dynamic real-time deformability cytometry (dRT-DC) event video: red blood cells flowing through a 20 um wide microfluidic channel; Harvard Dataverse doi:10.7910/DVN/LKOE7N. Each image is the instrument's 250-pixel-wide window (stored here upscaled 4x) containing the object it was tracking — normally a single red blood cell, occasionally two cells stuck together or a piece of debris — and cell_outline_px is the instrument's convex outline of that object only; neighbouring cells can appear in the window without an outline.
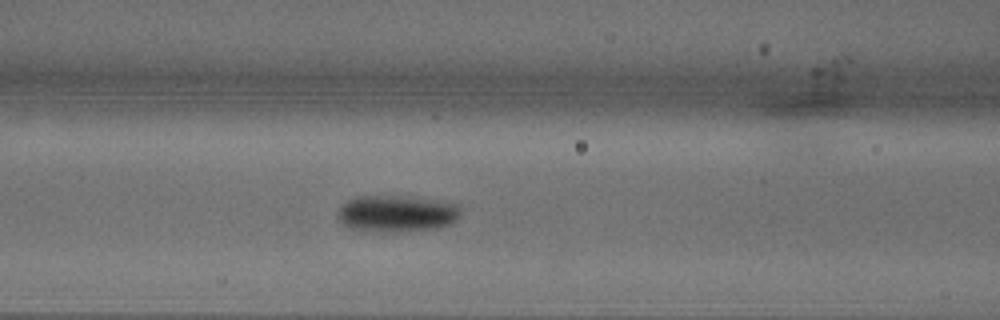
{"species": "common noctule bat (a hibernating species)", "species_latin": "Nyctalus noctula", "temperature_condition": "warm", "stored_images_in_passage": 28, "camera_frame_rate_fps": 3000, "um_per_image_px": 0.085, "animal": {"sex": "male", "body_mass_g": 18.8}, "frame": {"image": 1, "passage_image": 9, "time_ms": 2.667, "image_size_px": [1000, 320], "cell_outline_px": [[460, 216], [452, 224], [436, 228], [400, 232], [384, 232], [352, 228], [344, 224], [336, 216], [340, 204], [348, 200], [360, 196], [400, 196], [432, 200], [460, 204]], "centroid_in_image_um": [33.73, 18.16], "position_along_channel_um": 132.9, "area_um2": 26.24}}
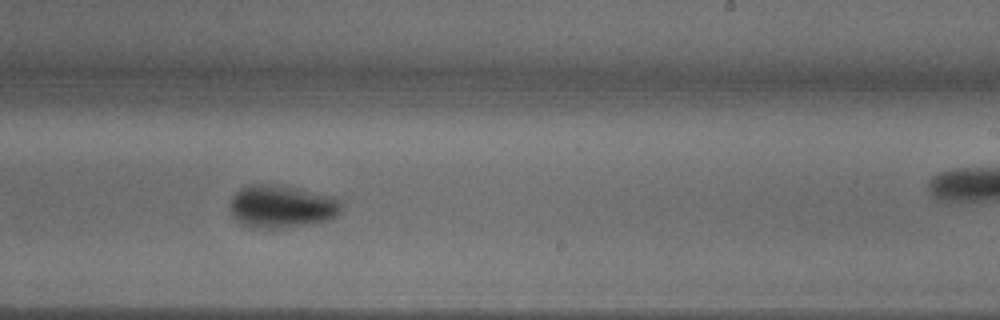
{"frame": {"image": 2, "passage_image": 16, "time_ms": 5.0, "image_size_px": [1000, 320], "cell_outline_px": [[344, 204], [340, 212], [336, 216], [324, 220], [304, 224], [280, 228], [260, 228], [244, 224], [232, 212], [228, 204], [232, 196], [240, 188], [248, 184], [276, 184], [336, 196], [344, 200]], "centroid_in_image_um": [23.99, 17.51], "position_along_channel_um": 265.0, "area_um2": 27.69}}
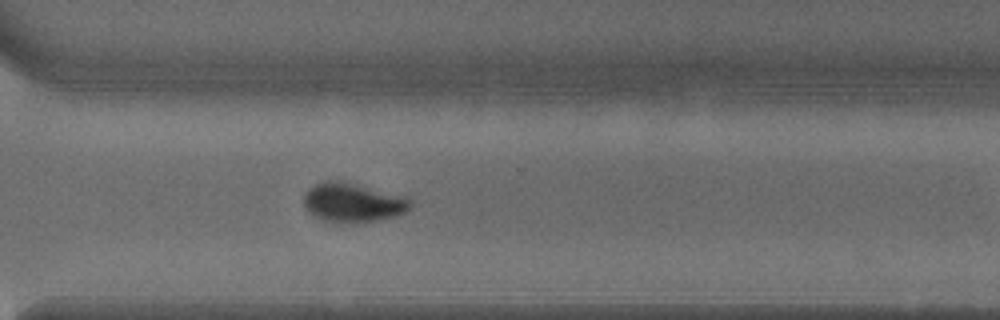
{"frame": {"image": 3, "passage_image": 20, "time_ms": 6.333, "image_size_px": [1000, 320], "cell_outline_px": [[412, 204], [404, 212], [396, 216], [376, 220], [344, 224], [332, 224], [320, 220], [312, 216], [304, 208], [304, 196], [308, 188], [324, 180], [332, 180], [408, 196]], "centroid_in_image_um": [29.93, 17.26], "position_along_channel_um": 340.7, "area_um2": 24.51}}